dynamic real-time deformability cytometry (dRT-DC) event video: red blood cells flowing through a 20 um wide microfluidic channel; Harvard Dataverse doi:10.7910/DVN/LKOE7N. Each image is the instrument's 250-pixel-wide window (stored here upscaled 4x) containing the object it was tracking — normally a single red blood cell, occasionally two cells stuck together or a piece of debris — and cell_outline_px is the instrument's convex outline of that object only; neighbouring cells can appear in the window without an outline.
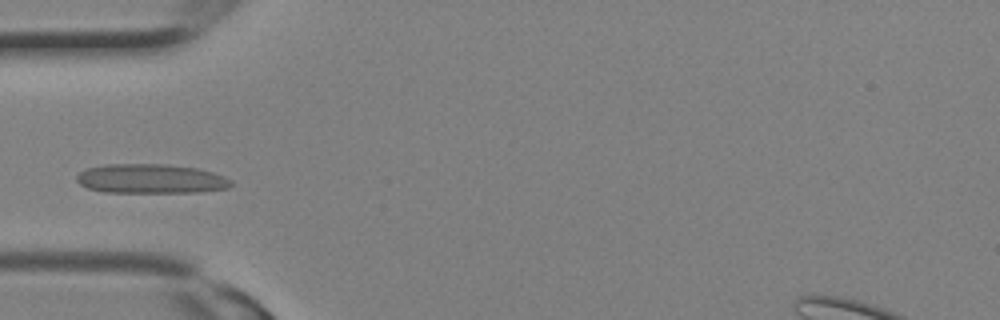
{"species": "Egyptian fruit bat (a non-hibernating species)", "species_latin": "Rousettus aegyptiacus", "temperature_condition": "room temperature", "stored_images_in_passage": 7, "camera_frame_rate_fps": 3000, "um_per_image_px": 0.085, "animal": {"sex": "female"}, "frame": {"image": 1, "passage_image": 6, "time_ms": 1.667, "image_size_px": [1000, 320], "cell_outline_px": [[232, 184], [228, 188], [196, 192], [104, 192], [88, 188], [80, 184], [76, 180], [76, 176], [84, 168], [108, 164], [164, 164], [196, 168], [212, 172], [224, 176], [232, 180]], "centroid_in_image_um": [12.8, 15.19], "position_along_channel_um": 72.2, "area_um2": 26.41}}